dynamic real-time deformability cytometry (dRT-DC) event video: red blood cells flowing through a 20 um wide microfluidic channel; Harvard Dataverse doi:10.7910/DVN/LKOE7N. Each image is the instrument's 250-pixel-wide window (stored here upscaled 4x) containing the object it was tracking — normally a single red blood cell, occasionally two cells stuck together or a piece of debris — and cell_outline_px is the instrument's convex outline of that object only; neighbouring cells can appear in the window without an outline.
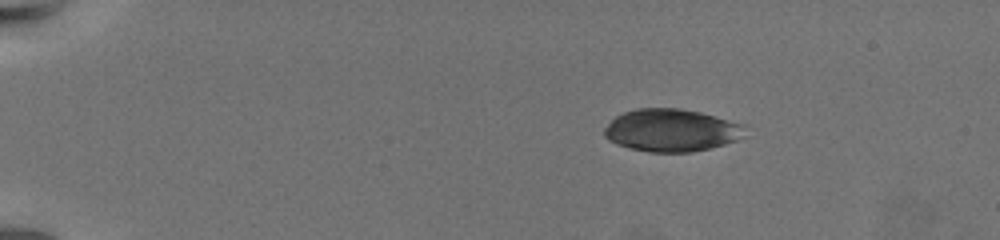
{"species": "common noctule bat (a hibernating species)", "species_latin": "Nyctalus noctula", "temperature_condition": "warm", "stored_images_in_passage": 53, "camera_frame_rate_fps": 3000, "um_per_image_px": 0.085, "animal": {"sex": "female", "body_mass_g": 19.5, "forearm_length_mm": 54.1}, "frame": {"image": 1, "passage_image": 1, "time_ms": 0.0, "image_size_px": [1000, 240], "cell_outline_px": [[744, 136], [736, 140], [724, 144], [692, 152], [648, 152], [628, 148], [616, 144], [608, 140], [604, 136], [604, 128], [616, 116], [624, 112], [636, 108], [680, 108], [700, 112], [744, 124]], "centroid_in_image_um": [57.04, 11.07], "position_along_channel_um": 28.0, "area_um2": 34.91}}